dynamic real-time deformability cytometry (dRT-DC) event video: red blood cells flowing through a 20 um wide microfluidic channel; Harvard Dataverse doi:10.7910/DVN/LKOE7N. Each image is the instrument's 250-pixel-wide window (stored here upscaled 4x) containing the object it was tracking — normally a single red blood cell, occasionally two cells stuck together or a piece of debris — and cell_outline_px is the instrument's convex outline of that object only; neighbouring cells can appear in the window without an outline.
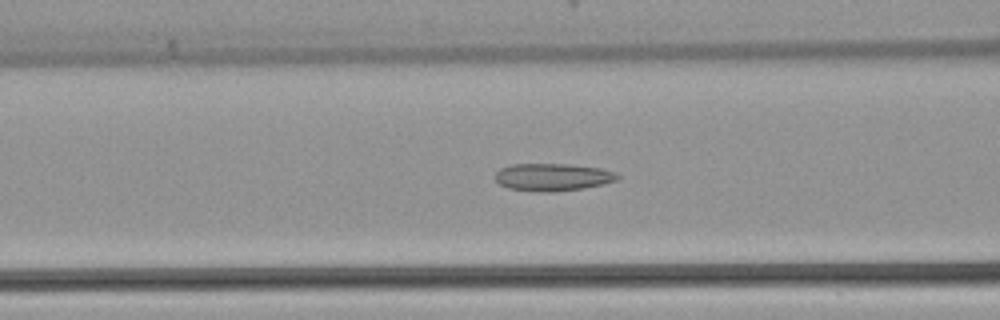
{"species": "common noctule bat (a hibernating species)", "species_latin": "Nyctalus noctula", "temperature_condition": "warm", "stored_images_in_passage": 46, "camera_frame_rate_fps": 3000, "um_per_image_px": 0.085, "animal": {"sex": "female", "body_mass_g": 22.7, "forearm_length_mm": 54.2}, "frame": {"image": 1, "passage_image": 18, "time_ms": 5.667, "image_size_px": [1000, 320], "cell_outline_px": [[620, 176], [616, 180], [604, 184], [584, 188], [552, 192], [540, 192], [508, 188], [500, 184], [496, 180], [496, 172], [500, 168], [512, 164], [568, 164], [600, 168], [616, 172]], "centroid_in_image_um": [46.99, 15.05], "position_along_channel_um": 119.6, "area_um2": 19.59}}
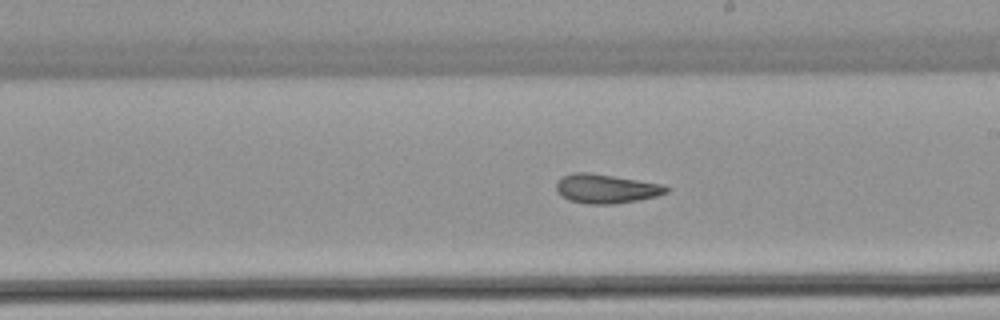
{"frame": {"image": 2, "passage_image": 26, "time_ms": 8.333, "image_size_px": [1000, 320], "cell_outline_px": [[668, 192], [656, 196], [640, 200], [612, 204], [588, 204], [568, 200], [560, 196], [556, 192], [556, 180], [572, 172], [588, 172], [664, 184], [668, 188]], "centroid_in_image_um": [51.48, 16.04], "position_along_channel_um": 237.5, "area_um2": 18.84}}
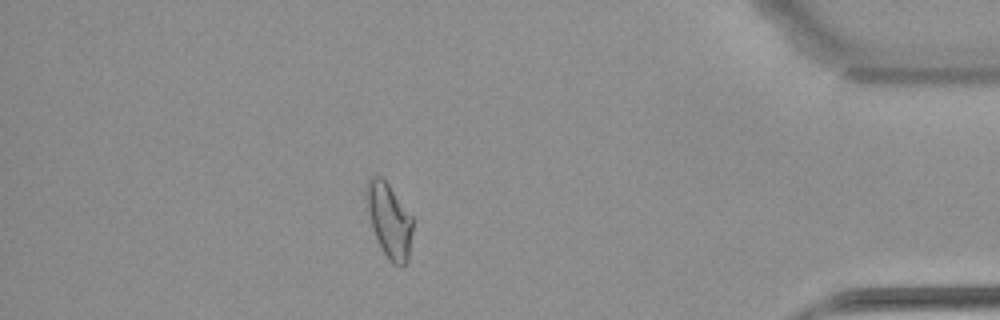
{"frame": {"image": 3, "passage_image": 40, "time_ms": 13.0, "image_size_px": [1000, 320], "cell_outline_px": [[412, 232], [408, 260], [404, 264], [392, 264], [388, 260], [372, 228], [364, 196], [364, 188], [368, 180], [372, 176], [380, 176], [388, 184], [412, 216]], "centroid_in_image_um": [33.06, 18.7], "position_along_channel_um": 402.1, "area_um2": 19.88}}